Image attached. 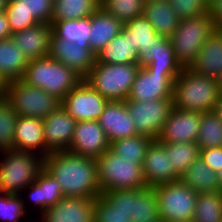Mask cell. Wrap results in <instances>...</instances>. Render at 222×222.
<instances>
[{
	"mask_svg": "<svg viewBox=\"0 0 222 222\" xmlns=\"http://www.w3.org/2000/svg\"><path fill=\"white\" fill-rule=\"evenodd\" d=\"M44 168L60 182L64 197L95 199L101 195L95 158L52 152L44 158Z\"/></svg>",
	"mask_w": 222,
	"mask_h": 222,
	"instance_id": "1",
	"label": "cell"
},
{
	"mask_svg": "<svg viewBox=\"0 0 222 222\" xmlns=\"http://www.w3.org/2000/svg\"><path fill=\"white\" fill-rule=\"evenodd\" d=\"M220 99L218 80L184 67L173 84V107L205 113L215 111Z\"/></svg>",
	"mask_w": 222,
	"mask_h": 222,
	"instance_id": "2",
	"label": "cell"
},
{
	"mask_svg": "<svg viewBox=\"0 0 222 222\" xmlns=\"http://www.w3.org/2000/svg\"><path fill=\"white\" fill-rule=\"evenodd\" d=\"M21 80L28 85L43 89L62 101L83 78L63 63L45 56L29 60Z\"/></svg>",
	"mask_w": 222,
	"mask_h": 222,
	"instance_id": "3",
	"label": "cell"
},
{
	"mask_svg": "<svg viewBox=\"0 0 222 222\" xmlns=\"http://www.w3.org/2000/svg\"><path fill=\"white\" fill-rule=\"evenodd\" d=\"M0 192L21 195L36 181L44 167V159L36 153L18 150H2L0 155Z\"/></svg>",
	"mask_w": 222,
	"mask_h": 222,
	"instance_id": "4",
	"label": "cell"
},
{
	"mask_svg": "<svg viewBox=\"0 0 222 222\" xmlns=\"http://www.w3.org/2000/svg\"><path fill=\"white\" fill-rule=\"evenodd\" d=\"M216 29L210 12L179 21L170 39L175 57L183 68L189 67L196 59L203 44Z\"/></svg>",
	"mask_w": 222,
	"mask_h": 222,
	"instance_id": "5",
	"label": "cell"
},
{
	"mask_svg": "<svg viewBox=\"0 0 222 222\" xmlns=\"http://www.w3.org/2000/svg\"><path fill=\"white\" fill-rule=\"evenodd\" d=\"M140 67L139 63H95L84 80L108 101H124Z\"/></svg>",
	"mask_w": 222,
	"mask_h": 222,
	"instance_id": "6",
	"label": "cell"
},
{
	"mask_svg": "<svg viewBox=\"0 0 222 222\" xmlns=\"http://www.w3.org/2000/svg\"><path fill=\"white\" fill-rule=\"evenodd\" d=\"M96 161L101 193L147 187L142 164L120 158L110 149Z\"/></svg>",
	"mask_w": 222,
	"mask_h": 222,
	"instance_id": "7",
	"label": "cell"
},
{
	"mask_svg": "<svg viewBox=\"0 0 222 222\" xmlns=\"http://www.w3.org/2000/svg\"><path fill=\"white\" fill-rule=\"evenodd\" d=\"M4 97L21 117L43 119L61 105V101L52 94L21 79L5 84Z\"/></svg>",
	"mask_w": 222,
	"mask_h": 222,
	"instance_id": "8",
	"label": "cell"
},
{
	"mask_svg": "<svg viewBox=\"0 0 222 222\" xmlns=\"http://www.w3.org/2000/svg\"><path fill=\"white\" fill-rule=\"evenodd\" d=\"M159 217L164 222H192L198 194L180 180L157 185Z\"/></svg>",
	"mask_w": 222,
	"mask_h": 222,
	"instance_id": "9",
	"label": "cell"
},
{
	"mask_svg": "<svg viewBox=\"0 0 222 222\" xmlns=\"http://www.w3.org/2000/svg\"><path fill=\"white\" fill-rule=\"evenodd\" d=\"M138 135L157 140L173 108V98L149 101L124 100Z\"/></svg>",
	"mask_w": 222,
	"mask_h": 222,
	"instance_id": "10",
	"label": "cell"
},
{
	"mask_svg": "<svg viewBox=\"0 0 222 222\" xmlns=\"http://www.w3.org/2000/svg\"><path fill=\"white\" fill-rule=\"evenodd\" d=\"M108 100L84 79L61 101L62 107L78 121H98Z\"/></svg>",
	"mask_w": 222,
	"mask_h": 222,
	"instance_id": "11",
	"label": "cell"
},
{
	"mask_svg": "<svg viewBox=\"0 0 222 222\" xmlns=\"http://www.w3.org/2000/svg\"><path fill=\"white\" fill-rule=\"evenodd\" d=\"M181 72H148L140 67L127 99L149 101L173 98V84Z\"/></svg>",
	"mask_w": 222,
	"mask_h": 222,
	"instance_id": "12",
	"label": "cell"
},
{
	"mask_svg": "<svg viewBox=\"0 0 222 222\" xmlns=\"http://www.w3.org/2000/svg\"><path fill=\"white\" fill-rule=\"evenodd\" d=\"M202 113L180 110L173 107L163 124L157 141L169 143H196Z\"/></svg>",
	"mask_w": 222,
	"mask_h": 222,
	"instance_id": "13",
	"label": "cell"
},
{
	"mask_svg": "<svg viewBox=\"0 0 222 222\" xmlns=\"http://www.w3.org/2000/svg\"><path fill=\"white\" fill-rule=\"evenodd\" d=\"M46 156L52 152L68 151L77 121L60 105L43 118Z\"/></svg>",
	"mask_w": 222,
	"mask_h": 222,
	"instance_id": "14",
	"label": "cell"
},
{
	"mask_svg": "<svg viewBox=\"0 0 222 222\" xmlns=\"http://www.w3.org/2000/svg\"><path fill=\"white\" fill-rule=\"evenodd\" d=\"M110 147V142L98 121H78L69 152L99 158Z\"/></svg>",
	"mask_w": 222,
	"mask_h": 222,
	"instance_id": "15",
	"label": "cell"
},
{
	"mask_svg": "<svg viewBox=\"0 0 222 222\" xmlns=\"http://www.w3.org/2000/svg\"><path fill=\"white\" fill-rule=\"evenodd\" d=\"M49 56L73 69L83 79L96 62V55L91 48H82L76 43L57 38L54 34L51 38Z\"/></svg>",
	"mask_w": 222,
	"mask_h": 222,
	"instance_id": "16",
	"label": "cell"
},
{
	"mask_svg": "<svg viewBox=\"0 0 222 222\" xmlns=\"http://www.w3.org/2000/svg\"><path fill=\"white\" fill-rule=\"evenodd\" d=\"M142 168L148 187L173 183L180 179L172 168L165 147L157 140H153L148 146Z\"/></svg>",
	"mask_w": 222,
	"mask_h": 222,
	"instance_id": "17",
	"label": "cell"
},
{
	"mask_svg": "<svg viewBox=\"0 0 222 222\" xmlns=\"http://www.w3.org/2000/svg\"><path fill=\"white\" fill-rule=\"evenodd\" d=\"M139 64L148 72H181L170 38L158 36L146 48L138 52Z\"/></svg>",
	"mask_w": 222,
	"mask_h": 222,
	"instance_id": "18",
	"label": "cell"
},
{
	"mask_svg": "<svg viewBox=\"0 0 222 222\" xmlns=\"http://www.w3.org/2000/svg\"><path fill=\"white\" fill-rule=\"evenodd\" d=\"M98 122L110 143L137 135L125 101H108Z\"/></svg>",
	"mask_w": 222,
	"mask_h": 222,
	"instance_id": "19",
	"label": "cell"
},
{
	"mask_svg": "<svg viewBox=\"0 0 222 222\" xmlns=\"http://www.w3.org/2000/svg\"><path fill=\"white\" fill-rule=\"evenodd\" d=\"M95 199L64 197L40 216L44 222H94Z\"/></svg>",
	"mask_w": 222,
	"mask_h": 222,
	"instance_id": "20",
	"label": "cell"
},
{
	"mask_svg": "<svg viewBox=\"0 0 222 222\" xmlns=\"http://www.w3.org/2000/svg\"><path fill=\"white\" fill-rule=\"evenodd\" d=\"M52 24L39 22L12 34V40L28 60L49 56Z\"/></svg>",
	"mask_w": 222,
	"mask_h": 222,
	"instance_id": "21",
	"label": "cell"
},
{
	"mask_svg": "<svg viewBox=\"0 0 222 222\" xmlns=\"http://www.w3.org/2000/svg\"><path fill=\"white\" fill-rule=\"evenodd\" d=\"M28 196L26 197L39 210L41 216L50 206H53L60 199L64 198L60 182L53 177L44 167L37 174L36 181L30 184L27 188Z\"/></svg>",
	"mask_w": 222,
	"mask_h": 222,
	"instance_id": "22",
	"label": "cell"
},
{
	"mask_svg": "<svg viewBox=\"0 0 222 222\" xmlns=\"http://www.w3.org/2000/svg\"><path fill=\"white\" fill-rule=\"evenodd\" d=\"M14 140L13 150L36 153L43 159L46 157L42 119L18 116Z\"/></svg>",
	"mask_w": 222,
	"mask_h": 222,
	"instance_id": "23",
	"label": "cell"
},
{
	"mask_svg": "<svg viewBox=\"0 0 222 222\" xmlns=\"http://www.w3.org/2000/svg\"><path fill=\"white\" fill-rule=\"evenodd\" d=\"M188 68L199 75L215 79L222 77V35L217 29Z\"/></svg>",
	"mask_w": 222,
	"mask_h": 222,
	"instance_id": "24",
	"label": "cell"
},
{
	"mask_svg": "<svg viewBox=\"0 0 222 222\" xmlns=\"http://www.w3.org/2000/svg\"><path fill=\"white\" fill-rule=\"evenodd\" d=\"M90 25L89 45L96 55L108 45L111 39L120 34L124 24L100 7L90 16Z\"/></svg>",
	"mask_w": 222,
	"mask_h": 222,
	"instance_id": "25",
	"label": "cell"
},
{
	"mask_svg": "<svg viewBox=\"0 0 222 222\" xmlns=\"http://www.w3.org/2000/svg\"><path fill=\"white\" fill-rule=\"evenodd\" d=\"M95 63H139L138 51L132 46L129 31L123 27L120 34L111 39L108 45L96 54Z\"/></svg>",
	"mask_w": 222,
	"mask_h": 222,
	"instance_id": "26",
	"label": "cell"
},
{
	"mask_svg": "<svg viewBox=\"0 0 222 222\" xmlns=\"http://www.w3.org/2000/svg\"><path fill=\"white\" fill-rule=\"evenodd\" d=\"M197 194L222 192V185L215 171L198 157L179 179Z\"/></svg>",
	"mask_w": 222,
	"mask_h": 222,
	"instance_id": "27",
	"label": "cell"
},
{
	"mask_svg": "<svg viewBox=\"0 0 222 222\" xmlns=\"http://www.w3.org/2000/svg\"><path fill=\"white\" fill-rule=\"evenodd\" d=\"M143 16L150 22L156 34L170 38L180 19L168 0L144 3Z\"/></svg>",
	"mask_w": 222,
	"mask_h": 222,
	"instance_id": "28",
	"label": "cell"
},
{
	"mask_svg": "<svg viewBox=\"0 0 222 222\" xmlns=\"http://www.w3.org/2000/svg\"><path fill=\"white\" fill-rule=\"evenodd\" d=\"M28 61L12 38L0 40V79L5 84L22 79Z\"/></svg>",
	"mask_w": 222,
	"mask_h": 222,
	"instance_id": "29",
	"label": "cell"
},
{
	"mask_svg": "<svg viewBox=\"0 0 222 222\" xmlns=\"http://www.w3.org/2000/svg\"><path fill=\"white\" fill-rule=\"evenodd\" d=\"M100 8V0H53L51 24L90 17Z\"/></svg>",
	"mask_w": 222,
	"mask_h": 222,
	"instance_id": "30",
	"label": "cell"
},
{
	"mask_svg": "<svg viewBox=\"0 0 222 222\" xmlns=\"http://www.w3.org/2000/svg\"><path fill=\"white\" fill-rule=\"evenodd\" d=\"M52 29L57 38L76 43L82 48H90V17L57 21L52 24Z\"/></svg>",
	"mask_w": 222,
	"mask_h": 222,
	"instance_id": "31",
	"label": "cell"
},
{
	"mask_svg": "<svg viewBox=\"0 0 222 222\" xmlns=\"http://www.w3.org/2000/svg\"><path fill=\"white\" fill-rule=\"evenodd\" d=\"M196 144L199 150L222 147V120L216 111L202 113Z\"/></svg>",
	"mask_w": 222,
	"mask_h": 222,
	"instance_id": "32",
	"label": "cell"
},
{
	"mask_svg": "<svg viewBox=\"0 0 222 222\" xmlns=\"http://www.w3.org/2000/svg\"><path fill=\"white\" fill-rule=\"evenodd\" d=\"M152 141L153 139L149 137L137 134L113 141L110 143L109 149L120 158L132 160L143 165L147 148Z\"/></svg>",
	"mask_w": 222,
	"mask_h": 222,
	"instance_id": "33",
	"label": "cell"
},
{
	"mask_svg": "<svg viewBox=\"0 0 222 222\" xmlns=\"http://www.w3.org/2000/svg\"><path fill=\"white\" fill-rule=\"evenodd\" d=\"M171 160L172 168L181 177L185 170L200 156V150L196 143H161Z\"/></svg>",
	"mask_w": 222,
	"mask_h": 222,
	"instance_id": "34",
	"label": "cell"
},
{
	"mask_svg": "<svg viewBox=\"0 0 222 222\" xmlns=\"http://www.w3.org/2000/svg\"><path fill=\"white\" fill-rule=\"evenodd\" d=\"M160 219L157 196L153 187L143 188L134 197L131 222H153Z\"/></svg>",
	"mask_w": 222,
	"mask_h": 222,
	"instance_id": "35",
	"label": "cell"
},
{
	"mask_svg": "<svg viewBox=\"0 0 222 222\" xmlns=\"http://www.w3.org/2000/svg\"><path fill=\"white\" fill-rule=\"evenodd\" d=\"M192 222H222V192L198 194Z\"/></svg>",
	"mask_w": 222,
	"mask_h": 222,
	"instance_id": "36",
	"label": "cell"
},
{
	"mask_svg": "<svg viewBox=\"0 0 222 222\" xmlns=\"http://www.w3.org/2000/svg\"><path fill=\"white\" fill-rule=\"evenodd\" d=\"M100 7L124 24L143 15L144 0H100Z\"/></svg>",
	"mask_w": 222,
	"mask_h": 222,
	"instance_id": "37",
	"label": "cell"
},
{
	"mask_svg": "<svg viewBox=\"0 0 222 222\" xmlns=\"http://www.w3.org/2000/svg\"><path fill=\"white\" fill-rule=\"evenodd\" d=\"M18 114L5 97L0 98V151L15 147V129Z\"/></svg>",
	"mask_w": 222,
	"mask_h": 222,
	"instance_id": "38",
	"label": "cell"
},
{
	"mask_svg": "<svg viewBox=\"0 0 222 222\" xmlns=\"http://www.w3.org/2000/svg\"><path fill=\"white\" fill-rule=\"evenodd\" d=\"M123 27L129 31L132 46H134L138 52L146 48L159 36L143 15L124 23Z\"/></svg>",
	"mask_w": 222,
	"mask_h": 222,
	"instance_id": "39",
	"label": "cell"
},
{
	"mask_svg": "<svg viewBox=\"0 0 222 222\" xmlns=\"http://www.w3.org/2000/svg\"><path fill=\"white\" fill-rule=\"evenodd\" d=\"M7 7L32 14L38 22L51 24L53 0H9Z\"/></svg>",
	"mask_w": 222,
	"mask_h": 222,
	"instance_id": "40",
	"label": "cell"
},
{
	"mask_svg": "<svg viewBox=\"0 0 222 222\" xmlns=\"http://www.w3.org/2000/svg\"><path fill=\"white\" fill-rule=\"evenodd\" d=\"M27 203L21 195L0 192V219L6 222H20L27 212Z\"/></svg>",
	"mask_w": 222,
	"mask_h": 222,
	"instance_id": "41",
	"label": "cell"
},
{
	"mask_svg": "<svg viewBox=\"0 0 222 222\" xmlns=\"http://www.w3.org/2000/svg\"><path fill=\"white\" fill-rule=\"evenodd\" d=\"M93 217L94 222H131L128 214L116 210L102 195L95 198Z\"/></svg>",
	"mask_w": 222,
	"mask_h": 222,
	"instance_id": "42",
	"label": "cell"
},
{
	"mask_svg": "<svg viewBox=\"0 0 222 222\" xmlns=\"http://www.w3.org/2000/svg\"><path fill=\"white\" fill-rule=\"evenodd\" d=\"M142 189L143 188L102 192L101 195L113 205L116 210H122L128 214L131 219L133 215L134 197Z\"/></svg>",
	"mask_w": 222,
	"mask_h": 222,
	"instance_id": "43",
	"label": "cell"
},
{
	"mask_svg": "<svg viewBox=\"0 0 222 222\" xmlns=\"http://www.w3.org/2000/svg\"><path fill=\"white\" fill-rule=\"evenodd\" d=\"M180 20L210 12L204 0H168Z\"/></svg>",
	"mask_w": 222,
	"mask_h": 222,
	"instance_id": "44",
	"label": "cell"
},
{
	"mask_svg": "<svg viewBox=\"0 0 222 222\" xmlns=\"http://www.w3.org/2000/svg\"><path fill=\"white\" fill-rule=\"evenodd\" d=\"M5 13L7 15L9 27L12 34L39 23L32 16V14L23 11H14V7H6Z\"/></svg>",
	"mask_w": 222,
	"mask_h": 222,
	"instance_id": "45",
	"label": "cell"
},
{
	"mask_svg": "<svg viewBox=\"0 0 222 222\" xmlns=\"http://www.w3.org/2000/svg\"><path fill=\"white\" fill-rule=\"evenodd\" d=\"M199 157L216 173L222 168V147L202 149Z\"/></svg>",
	"mask_w": 222,
	"mask_h": 222,
	"instance_id": "46",
	"label": "cell"
},
{
	"mask_svg": "<svg viewBox=\"0 0 222 222\" xmlns=\"http://www.w3.org/2000/svg\"><path fill=\"white\" fill-rule=\"evenodd\" d=\"M12 37V32L9 27V22L5 11L0 12V40L9 39Z\"/></svg>",
	"mask_w": 222,
	"mask_h": 222,
	"instance_id": "47",
	"label": "cell"
},
{
	"mask_svg": "<svg viewBox=\"0 0 222 222\" xmlns=\"http://www.w3.org/2000/svg\"><path fill=\"white\" fill-rule=\"evenodd\" d=\"M211 16L214 19L215 26L222 24V0H219L215 5L210 8Z\"/></svg>",
	"mask_w": 222,
	"mask_h": 222,
	"instance_id": "48",
	"label": "cell"
},
{
	"mask_svg": "<svg viewBox=\"0 0 222 222\" xmlns=\"http://www.w3.org/2000/svg\"><path fill=\"white\" fill-rule=\"evenodd\" d=\"M215 111L220 115V118L222 120V98L219 99Z\"/></svg>",
	"mask_w": 222,
	"mask_h": 222,
	"instance_id": "49",
	"label": "cell"
},
{
	"mask_svg": "<svg viewBox=\"0 0 222 222\" xmlns=\"http://www.w3.org/2000/svg\"><path fill=\"white\" fill-rule=\"evenodd\" d=\"M9 0H0V12L5 11Z\"/></svg>",
	"mask_w": 222,
	"mask_h": 222,
	"instance_id": "50",
	"label": "cell"
},
{
	"mask_svg": "<svg viewBox=\"0 0 222 222\" xmlns=\"http://www.w3.org/2000/svg\"><path fill=\"white\" fill-rule=\"evenodd\" d=\"M209 9L215 5L219 0H204Z\"/></svg>",
	"mask_w": 222,
	"mask_h": 222,
	"instance_id": "51",
	"label": "cell"
},
{
	"mask_svg": "<svg viewBox=\"0 0 222 222\" xmlns=\"http://www.w3.org/2000/svg\"><path fill=\"white\" fill-rule=\"evenodd\" d=\"M5 83L0 79V98L4 97Z\"/></svg>",
	"mask_w": 222,
	"mask_h": 222,
	"instance_id": "52",
	"label": "cell"
},
{
	"mask_svg": "<svg viewBox=\"0 0 222 222\" xmlns=\"http://www.w3.org/2000/svg\"><path fill=\"white\" fill-rule=\"evenodd\" d=\"M218 88L220 93V98H222V77L218 78Z\"/></svg>",
	"mask_w": 222,
	"mask_h": 222,
	"instance_id": "53",
	"label": "cell"
},
{
	"mask_svg": "<svg viewBox=\"0 0 222 222\" xmlns=\"http://www.w3.org/2000/svg\"><path fill=\"white\" fill-rule=\"evenodd\" d=\"M217 175H218L219 181L222 185V168H220L219 172H217Z\"/></svg>",
	"mask_w": 222,
	"mask_h": 222,
	"instance_id": "54",
	"label": "cell"
},
{
	"mask_svg": "<svg viewBox=\"0 0 222 222\" xmlns=\"http://www.w3.org/2000/svg\"><path fill=\"white\" fill-rule=\"evenodd\" d=\"M217 30L219 31V33L222 35V24L217 26Z\"/></svg>",
	"mask_w": 222,
	"mask_h": 222,
	"instance_id": "55",
	"label": "cell"
},
{
	"mask_svg": "<svg viewBox=\"0 0 222 222\" xmlns=\"http://www.w3.org/2000/svg\"><path fill=\"white\" fill-rule=\"evenodd\" d=\"M153 222H164L161 218Z\"/></svg>",
	"mask_w": 222,
	"mask_h": 222,
	"instance_id": "56",
	"label": "cell"
},
{
	"mask_svg": "<svg viewBox=\"0 0 222 222\" xmlns=\"http://www.w3.org/2000/svg\"><path fill=\"white\" fill-rule=\"evenodd\" d=\"M150 1H157V0H144V3L150 2Z\"/></svg>",
	"mask_w": 222,
	"mask_h": 222,
	"instance_id": "57",
	"label": "cell"
}]
</instances>
